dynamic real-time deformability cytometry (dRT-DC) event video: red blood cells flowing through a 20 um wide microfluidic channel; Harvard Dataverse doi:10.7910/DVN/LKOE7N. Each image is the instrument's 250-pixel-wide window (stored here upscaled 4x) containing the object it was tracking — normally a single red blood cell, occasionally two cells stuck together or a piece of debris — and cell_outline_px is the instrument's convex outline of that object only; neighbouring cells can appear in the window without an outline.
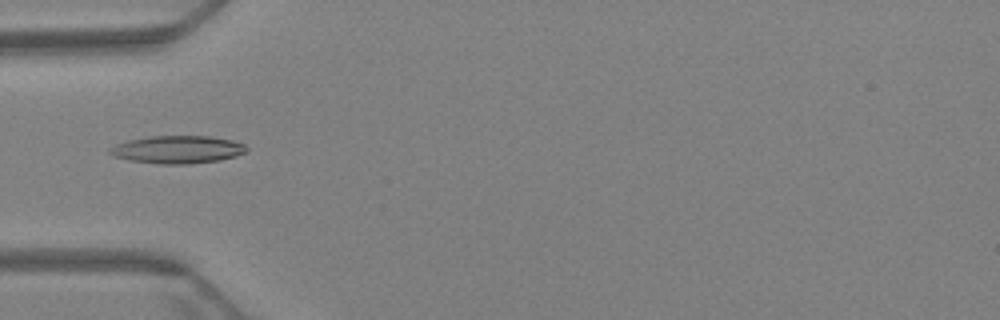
{"species": "Egyptian fruit bat (a non-hibernating species)", "species_latin": "Rousettus aegyptiacus", "temperature_condition": "warm", "stored_images_in_passage": 7, "segment_of_instrument_passage": [1, 2], "camera_frame_rate_fps": 3000, "um_per_image_px": 0.085, "animal": {"sex": "female"}, "frame": {"image": 1, "passage_image": 1, "time_ms": 0.0, "image_size_px": [1000, 320], "cell_outline_px": [[232, 144], [228, 156], [204, 160], [148, 160], [148, 140], [220, 140]], "centroid_in_image_um": [15.93, 12.73], "position_along_channel_um": 69.1, "area_um2": 11.33}}
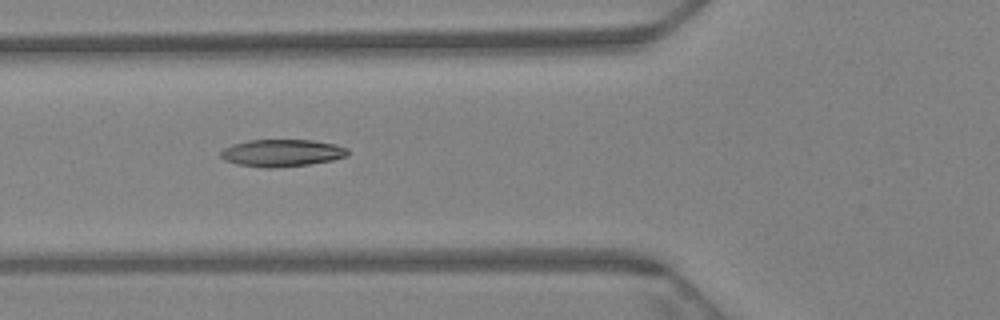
{"frame": {"image": 2, "passage_image": 4, "time_ms": 1.0, "image_size_px": [1000, 320], "cell_outline_px": [[336, 156], [324, 160], [300, 164], [252, 164], [264, 140], [296, 140], [324, 144], [332, 148]], "centroid_in_image_um": [24.83, 12.96], "position_along_channel_um": 101.0, "area_um2": 11.56}}